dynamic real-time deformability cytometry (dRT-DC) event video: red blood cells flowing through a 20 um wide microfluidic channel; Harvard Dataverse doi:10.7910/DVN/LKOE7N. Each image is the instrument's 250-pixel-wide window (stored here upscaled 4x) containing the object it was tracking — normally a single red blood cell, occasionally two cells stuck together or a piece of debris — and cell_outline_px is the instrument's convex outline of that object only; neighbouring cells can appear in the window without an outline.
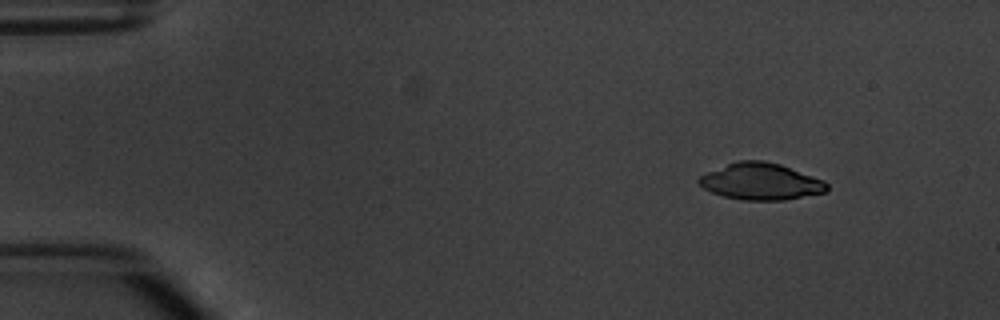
{"species": "common noctule bat (a hibernating species)", "species_latin": "Nyctalus noctula", "temperature_condition": "warm", "stored_images_in_passage": 4, "camera_frame_rate_fps": 3000, "um_per_image_px": 0.085, "animal": {"sex": "male", "body_mass_g": 20.1, "forearm_length_mm": 53.5}, "frame": {"image": 1, "passage_image": 1, "time_ms": 0.0, "image_size_px": [1000, 320], "cell_outline_px": [[828, 192], [784, 200], [744, 200], [724, 196], [712, 192], [704, 188], [696, 180], [700, 176], [708, 172], [728, 164], [740, 160], [764, 160], [780, 164], [824, 180], [828, 184]], "centroid_in_image_um": [64.71, 15.43], "position_along_channel_um": 20.3, "area_um2": 27.22}}